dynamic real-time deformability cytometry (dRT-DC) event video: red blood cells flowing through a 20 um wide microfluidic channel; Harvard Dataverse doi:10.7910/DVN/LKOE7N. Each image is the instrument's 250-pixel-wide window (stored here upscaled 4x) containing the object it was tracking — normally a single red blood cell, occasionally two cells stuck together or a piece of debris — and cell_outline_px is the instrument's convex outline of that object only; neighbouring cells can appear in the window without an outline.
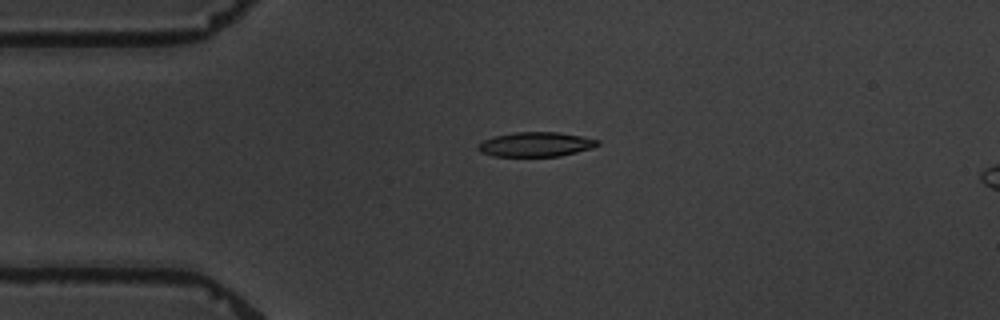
{"species": "common noctule bat (a hibernating species)", "species_latin": "Nyctalus noctula", "temperature_condition": "warm", "stored_images_in_passage": 6, "camera_frame_rate_fps": 3000, "um_per_image_px": 0.085, "animal": {"sex": "male", "body_mass_g": 19.5, "forearm_length_mm": 54.6}, "frame": {"image": 1, "passage_image": 4, "time_ms": 3.667, "image_size_px": [1000, 320], "cell_outline_px": [[600, 144], [592, 148], [560, 156], [492, 156], [480, 152], [476, 148], [476, 144], [492, 136], [512, 132], [556, 132], [580, 136], [600, 140]], "centroid_in_image_um": [45.49, 12.27], "position_along_channel_um": 39.5, "area_um2": 17.22}}